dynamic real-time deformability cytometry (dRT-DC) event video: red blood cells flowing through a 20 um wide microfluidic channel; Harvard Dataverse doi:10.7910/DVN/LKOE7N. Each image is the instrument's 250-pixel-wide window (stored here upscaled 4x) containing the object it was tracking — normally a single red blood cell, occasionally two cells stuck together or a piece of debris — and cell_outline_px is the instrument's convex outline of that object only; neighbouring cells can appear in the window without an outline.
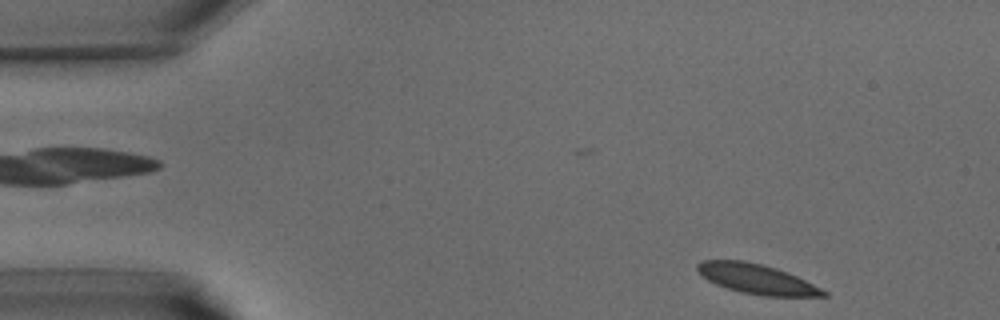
{"species": "common noctule bat (a hibernating species)", "species_latin": "Nyctalus noctula", "temperature_condition": "warm", "stored_images_in_passage": 37, "camera_frame_rate_fps": 3000, "um_per_image_px": 0.085, "animal": {"sex": "male", "body_mass_g": 15.6}, "frame": {"image": 1, "passage_image": 1, "time_ms": 0.0, "image_size_px": [1000, 320], "cell_outline_px": [[828, 296], [764, 296], [740, 292], [716, 284], [708, 280], [696, 268], [696, 264], [704, 260], [744, 260], [776, 268], [788, 272], [828, 292]], "centroid_in_image_um": [64.32, 23.71], "position_along_channel_um": 20.7, "area_um2": 21.62}}
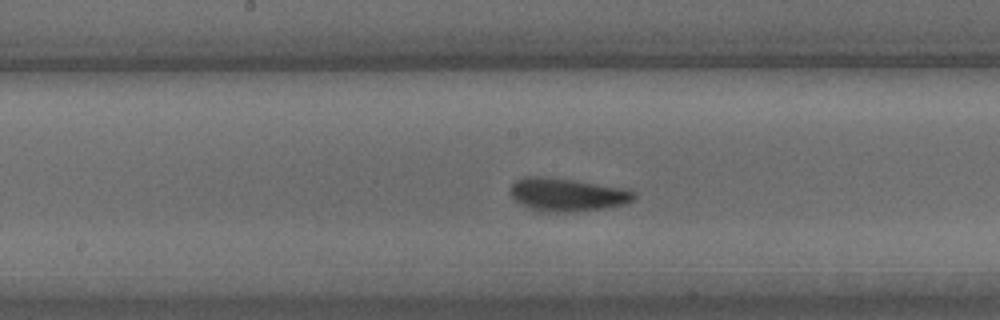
{"frame": {"image": 2, "passage_image": 17, "time_ms": 5.333, "image_size_px": [1000, 320], "cell_outline_px": [[636, 196], [632, 200], [624, 204], [604, 208], [568, 212], [544, 212], [528, 208], [520, 204], [512, 196], [512, 184], [516, 180], [524, 176], [544, 176], [628, 188], [636, 192]], "centroid_in_image_um": [48.23, 16.54], "position_along_channel_um": 200.0, "area_um2": 23.87}}
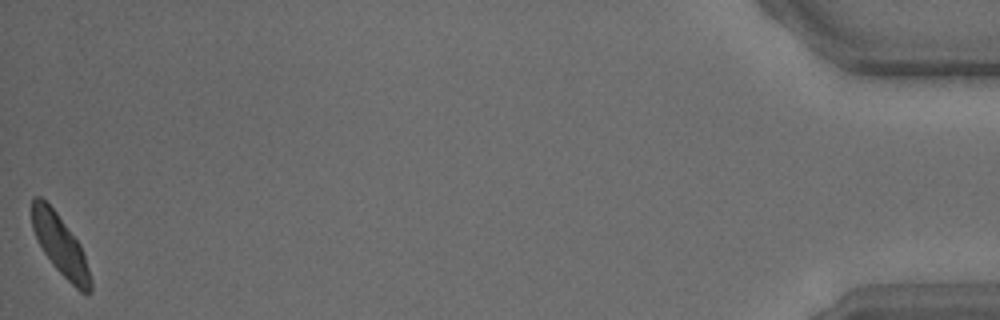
{"frame": {"image": 3, "passage_image": 37, "time_ms": 12.0, "image_size_px": [1000, 320], "cell_outline_px": [[92, 292], [88, 296], [80, 292], [52, 264], [44, 252], [32, 228], [32, 196], [40, 196], [56, 212], [80, 244], [84, 252], [92, 280]], "centroid_in_image_um": [5.16, 20.88], "position_along_channel_um": 430.0, "area_um2": 20.46}}